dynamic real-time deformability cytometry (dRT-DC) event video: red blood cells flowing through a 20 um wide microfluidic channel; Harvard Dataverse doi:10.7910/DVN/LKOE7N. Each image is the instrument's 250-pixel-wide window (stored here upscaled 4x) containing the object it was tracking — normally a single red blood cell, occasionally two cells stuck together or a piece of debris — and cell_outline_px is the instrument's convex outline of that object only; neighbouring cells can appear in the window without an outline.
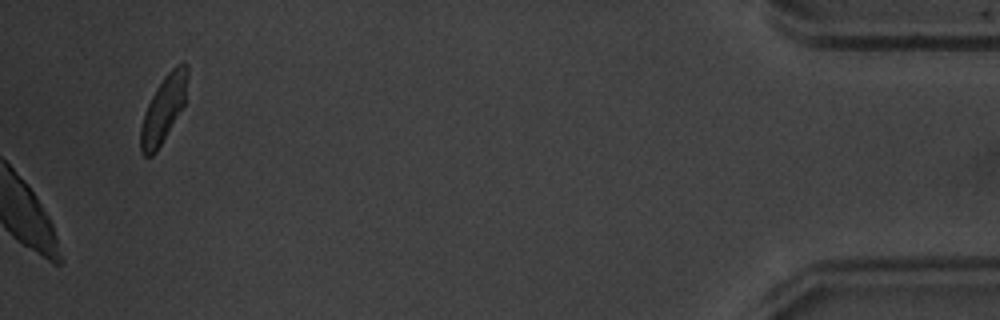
{"species": "common noctule bat (a hibernating species)", "species_latin": "Nyctalus noctula", "temperature_condition": "warm", "stored_images_in_passage": 54, "camera_frame_rate_fps": 3000, "um_per_image_px": 0.085, "animal": {"sex": "male", "body_mass_g": 20.1, "forearm_length_mm": 53.5}, "frame": {"image": 1, "passage_image": 54, "time_ms": 17.667, "image_size_px": [1000, 320], "cell_outline_px": [[188, 76], [184, 104], [156, 152], [152, 156], [144, 156], [140, 152], [140, 128], [144, 112], [156, 88], [164, 76], [176, 64], [188, 64]], "centroid_in_image_um": [13.88, 9.27], "position_along_channel_um": 421.3, "area_um2": 17.92}}